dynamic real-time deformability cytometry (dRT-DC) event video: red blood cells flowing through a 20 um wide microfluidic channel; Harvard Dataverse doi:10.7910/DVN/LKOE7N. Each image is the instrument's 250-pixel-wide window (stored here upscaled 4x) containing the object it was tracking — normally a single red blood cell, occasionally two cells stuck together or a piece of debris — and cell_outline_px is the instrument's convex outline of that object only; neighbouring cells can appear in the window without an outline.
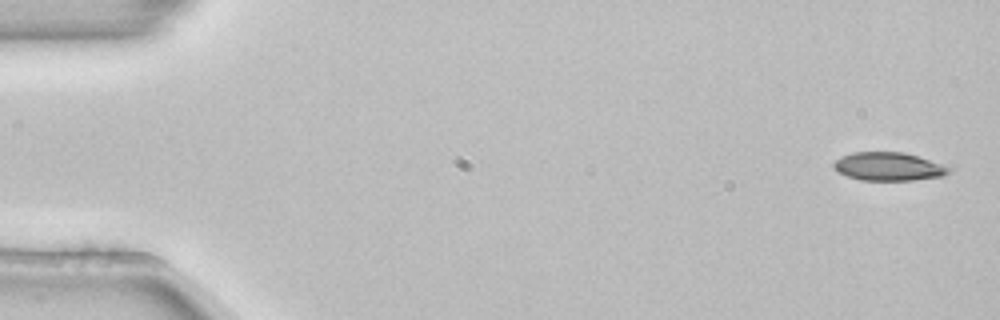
{"species": "common noctule bat (a hibernating species)", "species_latin": "Nyctalus noctula", "temperature_condition": "room temperature", "stored_images_in_passage": 4, "camera_frame_rate_fps": 3000, "um_per_image_px": 0.085, "animal": {"sex": "female", "body_mass_g": 22.7, "forearm_length_mm": 54.2}, "frame": {"image": 1, "passage_image": 1, "time_ms": 0.0, "image_size_px": [1000, 320], "cell_outline_px": [[956, 164], [944, 176], [912, 180], [860, 180], [836, 172], [832, 168], [832, 164], [840, 156], [852, 152], [904, 152]], "centroid_in_image_um": [75.65, 14.13], "position_along_channel_um": 9.4, "area_um2": 19.88}}
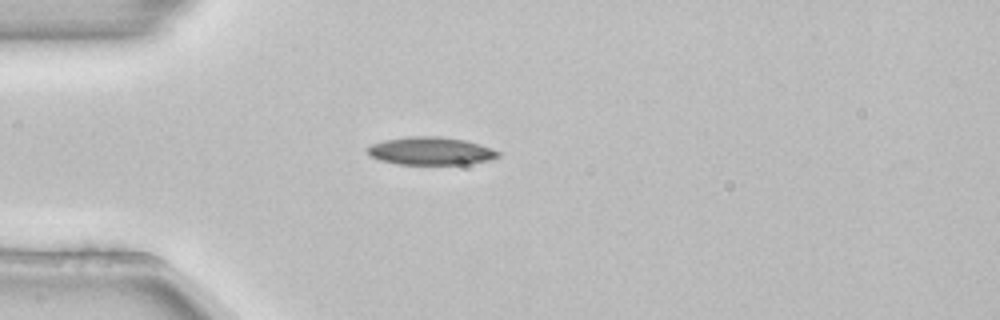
{"frame": {"image": 2, "passage_image": 4, "time_ms": 1.0, "image_size_px": [1000, 320], "cell_outline_px": [[500, 156], [488, 160], [468, 164], [400, 164], [380, 160], [372, 156], [368, 152], [368, 148], [372, 144], [384, 140], [408, 136], [436, 136], [464, 140], [480, 144], [492, 148], [500, 152]], "centroid_in_image_um": [36.64, 12.83], "position_along_channel_um": 48.4, "area_um2": 21.04}}